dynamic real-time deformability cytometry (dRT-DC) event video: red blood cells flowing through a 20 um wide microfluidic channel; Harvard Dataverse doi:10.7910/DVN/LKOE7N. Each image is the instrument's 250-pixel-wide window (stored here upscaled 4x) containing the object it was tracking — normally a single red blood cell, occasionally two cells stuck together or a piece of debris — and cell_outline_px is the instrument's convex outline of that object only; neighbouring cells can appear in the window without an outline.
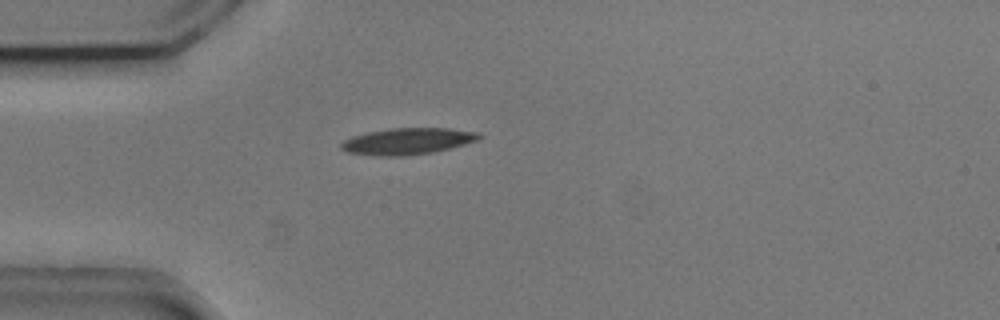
{"species": "common noctule bat (a hibernating species)", "species_latin": "Nyctalus noctula", "temperature_condition": "cold", "stored_images_in_passage": 54, "camera_frame_rate_fps": 3000, "um_per_image_px": 0.085, "animal": {"sex": "male", "body_mass_g": 20.5, "forearm_length_mm": 52.5}, "frame": {"image": 1, "passage_image": 15, "time_ms": 4.667, "image_size_px": [1000, 320], "cell_outline_px": [[484, 136], [476, 140], [464, 144], [432, 152], [404, 156], [380, 156], [348, 152], [340, 148], [340, 144], [344, 140], [352, 136], [368, 132], [388, 128], [448, 128], [480, 132]], "centroid_in_image_um": [34.64, 11.99], "position_along_channel_um": 50.4, "area_um2": 21.21}}
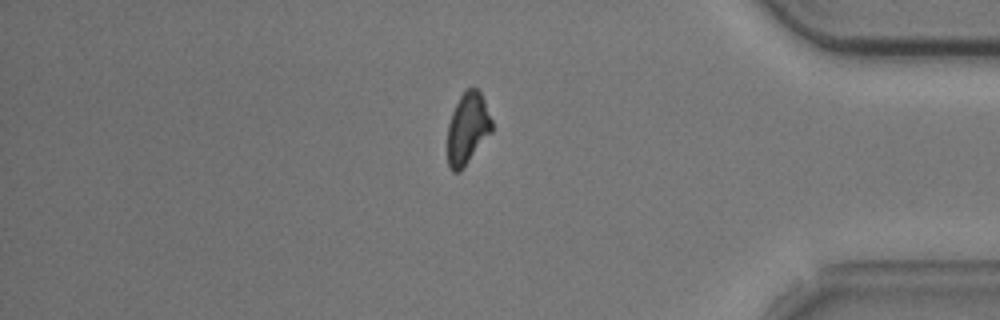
{"frame": {"image": 2, "passage_image": 46, "time_ms": 15.0, "image_size_px": [1000, 320], "cell_outline_px": [[492, 132], [460, 172], [452, 172], [448, 164], [448, 124], [452, 112], [460, 96], [468, 88], [476, 88], [480, 92], [484, 100], [492, 120]], "centroid_in_image_um": [39.75, 10.94], "position_along_channel_um": 395.5, "area_um2": 18.38}}
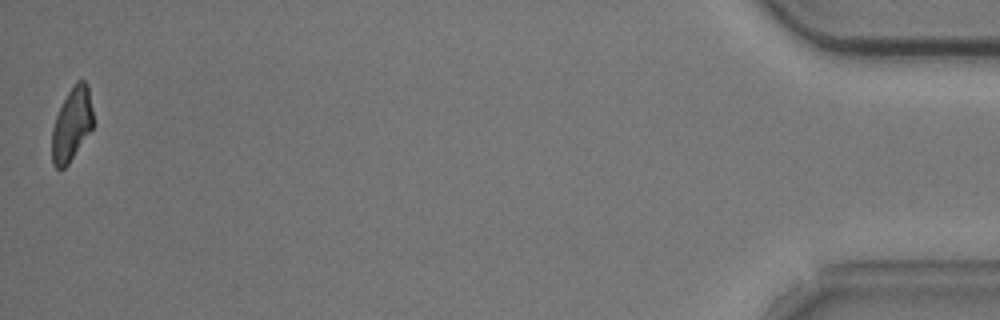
{"frame": {"image": 3, "passage_image": 54, "time_ms": 17.667, "image_size_px": [1000, 320], "cell_outline_px": [[92, 128], [68, 164], [64, 168], [56, 168], [52, 164], [52, 128], [56, 116], [68, 92], [76, 80], [84, 80], [88, 84], [92, 108]], "centroid_in_image_um": [6.09, 10.56], "position_along_channel_um": 429.1, "area_um2": 17.34}, "authors_computed_cell_mechanics": {"area_um2": 19.9699, "velocity_mm_per_s": 3.7114, "shape_relaxation_time_tau1_ms": 4.1399, "shape_relaxation_time_tau2_ms": null, "deformation_change_tau1": 0.1311, "deformation_change_tau2": null}}